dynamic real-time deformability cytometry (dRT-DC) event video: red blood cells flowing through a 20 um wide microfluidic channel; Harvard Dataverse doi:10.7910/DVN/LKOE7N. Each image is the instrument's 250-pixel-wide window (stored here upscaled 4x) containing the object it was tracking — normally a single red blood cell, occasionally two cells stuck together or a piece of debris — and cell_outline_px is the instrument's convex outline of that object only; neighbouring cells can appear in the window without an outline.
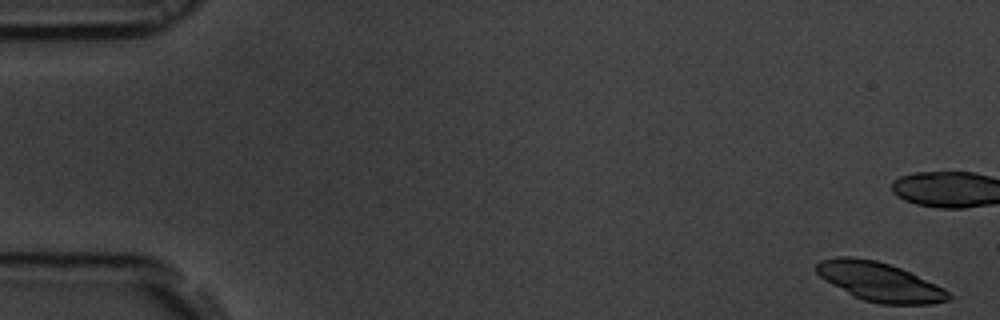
{"species": "common noctule bat (a hibernating species)", "species_latin": "Nyctalus noctula", "temperature_condition": "room temperature", "stored_images_in_passage": 55, "camera_frame_rate_fps": 3000, "um_per_image_px": 0.085, "animal": {"sex": "male", "body_mass_g": 19.5, "forearm_length_mm": 54.6}, "frame": {"image": 1, "passage_image": 1, "time_ms": 0.0, "image_size_px": [1000, 320], "cell_outline_px": [[952, 296], [948, 300], [932, 304], [880, 304], [864, 300], [832, 284], [820, 276], [816, 272], [816, 264], [820, 260], [836, 256], [848, 256], [876, 260], [900, 268], [936, 284], [944, 288]], "centroid_in_image_um": [74.77, 23.94], "position_along_channel_um": 10.2, "area_um2": 29.59}}